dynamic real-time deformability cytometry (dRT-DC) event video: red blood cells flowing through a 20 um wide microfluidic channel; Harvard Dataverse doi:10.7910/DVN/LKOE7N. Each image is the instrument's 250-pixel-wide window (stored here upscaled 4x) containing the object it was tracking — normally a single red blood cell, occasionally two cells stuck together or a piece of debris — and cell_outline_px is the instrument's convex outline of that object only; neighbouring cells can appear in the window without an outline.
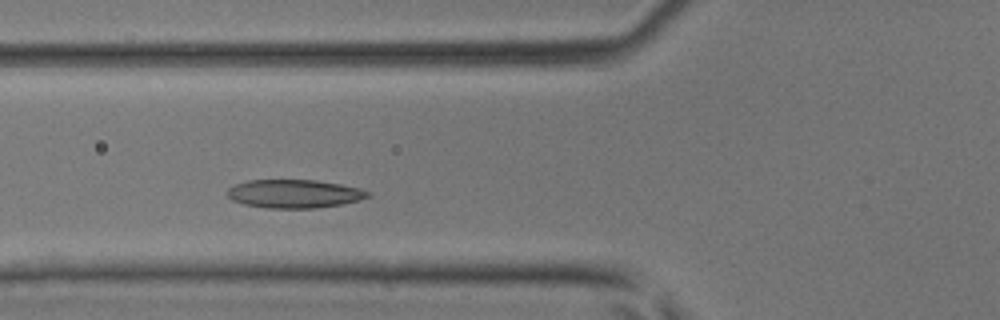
{"species": "common noctule bat (a hibernating species)", "species_latin": "Nyctalus noctula", "temperature_condition": "room temperature", "stored_images_in_passage": 4, "camera_frame_rate_fps": 3000, "um_per_image_px": 0.085, "animal": {"sex": "male", "body_mass_g": 17.9, "forearm_length_mm": 54.2}, "frame": {"image": 1, "passage_image": 3, "time_ms": 0.667, "image_size_px": [1000, 320], "cell_outline_px": [[372, 192], [368, 196], [360, 200], [340, 204], [312, 208], [268, 208], [244, 204], [232, 200], [228, 196], [228, 188], [236, 184], [248, 180], [316, 180], [340, 184], [360, 188]], "centroid_in_image_um": [25.02, 16.46], "position_along_channel_um": 100.8, "area_um2": 23.12}}
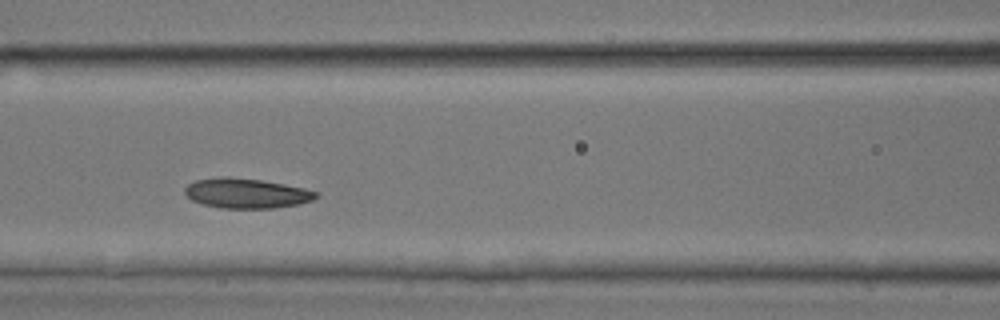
{"frame": {"image": 2, "passage_image": 4, "time_ms": 1.0, "image_size_px": [1000, 320], "cell_outline_px": [[320, 196], [312, 200], [300, 204], [272, 208], [220, 208], [204, 204], [192, 200], [184, 192], [184, 188], [188, 184], [196, 180], [220, 176], [228, 176], [260, 180], [284, 184], [304, 188], [320, 192]], "centroid_in_image_um": [20.97, 16.42], "position_along_channel_um": 145.6, "area_um2": 22.95}}